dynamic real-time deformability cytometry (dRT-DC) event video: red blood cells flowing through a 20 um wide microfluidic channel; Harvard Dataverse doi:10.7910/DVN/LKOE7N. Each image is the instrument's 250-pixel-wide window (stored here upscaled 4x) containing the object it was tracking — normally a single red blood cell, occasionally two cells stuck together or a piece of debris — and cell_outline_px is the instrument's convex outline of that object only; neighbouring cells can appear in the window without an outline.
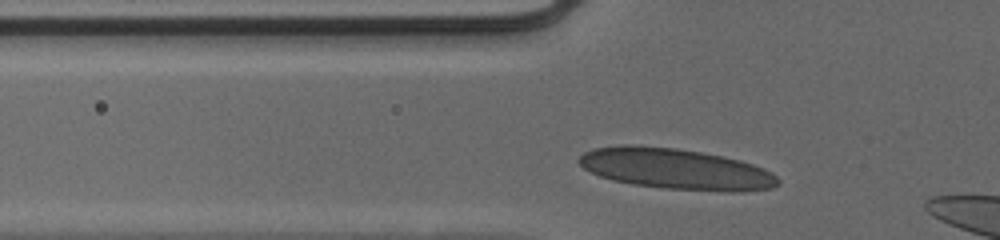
{"species": "human", "species_latin": "Homo sapiens", "temperature_condition": "cold", "stored_images_in_passage": 30, "camera_frame_rate_fps": 3000, "um_per_image_px": 0.085, "donor": {"sex": "male"}, "frame": {"image": 1, "passage_image": 4, "time_ms": 1.0, "image_size_px": [1000, 240], "cell_outline_px": [[780, 184], [772, 188], [740, 192], [728, 192], [668, 188], [632, 184], [612, 180], [600, 176], [584, 168], [576, 160], [584, 152], [596, 148], [624, 144], [632, 144], [676, 148], [724, 156], [740, 160], [764, 168], [772, 172], [780, 180]], "centroid_in_image_um": [57.47, 14.36], "position_along_channel_um": 68.3, "area_um2": 47.45}}
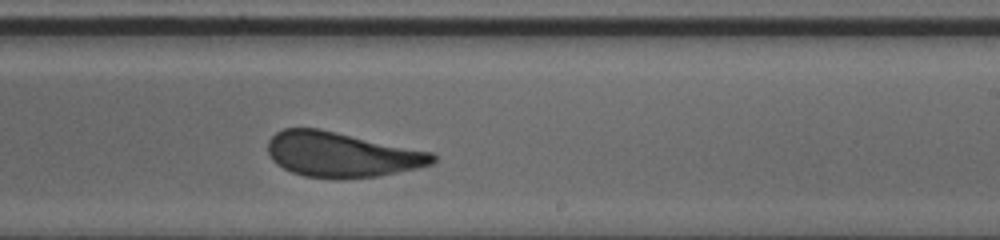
{"frame": {"image": 2, "passage_image": 19, "time_ms": 6.0, "image_size_px": [1000, 240], "cell_outline_px": [[436, 160], [432, 164], [416, 168], [376, 176], [340, 180], [336, 180], [304, 176], [292, 172], [276, 164], [272, 160], [268, 152], [268, 140], [276, 132], [284, 128], [320, 128], [432, 152], [436, 156]], "centroid_in_image_um": [29.01, 13.14], "position_along_channel_um": 260.0, "area_um2": 43.52}}
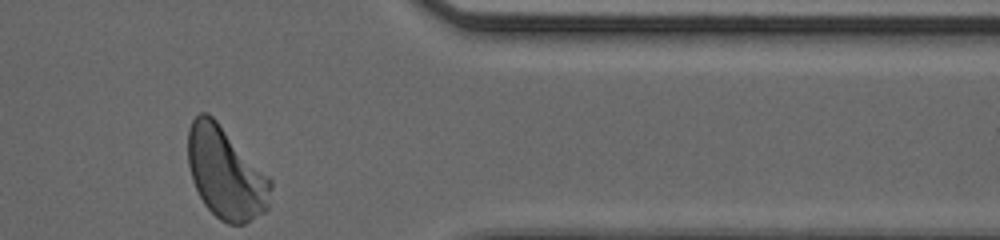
{"frame": {"image": 3, "passage_image": 30, "time_ms": 9.667, "image_size_px": [1000, 240], "cell_outline_px": [[272, 184], [268, 208], [264, 212], [244, 224], [228, 224], [220, 220], [204, 204], [192, 180], [188, 164], [188, 128], [192, 120], [200, 112], [208, 112], [216, 120], [272, 180]], "centroid_in_image_um": [19.17, 14.71], "position_along_channel_um": 392.2, "area_um2": 43.93}, "authors_computed_cell_mechanics": {"area_um2": 44.2459, "velocity_mm_per_s": 3.9259, "shape_relaxation_time_tau1_ms": 4.5466, "shape_relaxation_time_tau2_ms": null, "deformation_change_tau1": 0.1409, "deformation_change_tau2": null}}